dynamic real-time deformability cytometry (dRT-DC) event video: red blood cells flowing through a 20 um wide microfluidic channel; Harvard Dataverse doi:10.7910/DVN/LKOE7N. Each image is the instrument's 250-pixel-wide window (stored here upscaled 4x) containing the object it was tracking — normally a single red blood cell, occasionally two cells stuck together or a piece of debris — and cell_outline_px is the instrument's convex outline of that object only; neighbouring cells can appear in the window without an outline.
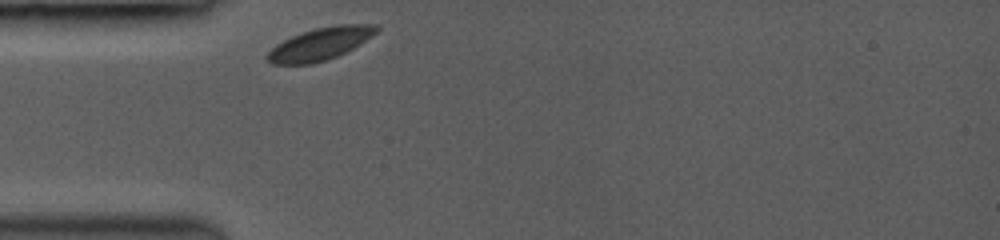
{"species": "common noctule bat (a hibernating species)", "species_latin": "Nyctalus noctula", "temperature_condition": "room temperature", "stored_images_in_passage": 1, "camera_frame_rate_fps": 3000, "um_per_image_px": 0.085, "animal": {"sex": "female", "body_mass_g": 19.0, "forearm_length_mm": 53.3}, "frame": {"image": 1, "passage_image": 1, "time_ms": 0.0, "image_size_px": [1000, 240], "cell_outline_px": [[380, 28], [372, 36], [360, 44], [336, 56], [312, 64], [272, 64], [264, 56], [276, 44], [300, 32], [316, 28], [336, 24], [380, 24]], "centroid_in_image_um": [27.22, 3.71], "position_along_channel_um": 57.8, "area_um2": 20.58}}